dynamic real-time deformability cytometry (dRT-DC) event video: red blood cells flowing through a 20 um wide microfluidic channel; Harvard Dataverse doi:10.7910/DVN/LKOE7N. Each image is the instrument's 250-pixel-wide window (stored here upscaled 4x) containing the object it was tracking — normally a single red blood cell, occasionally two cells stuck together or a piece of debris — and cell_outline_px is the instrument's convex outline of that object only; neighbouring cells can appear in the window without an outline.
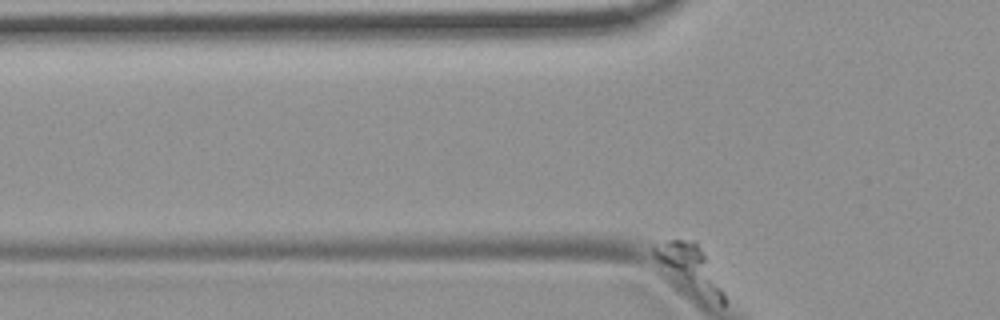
{"species": "common noctule bat (a hibernating species)", "species_latin": "Nyctalus noctula", "temperature_condition": "room temperature", "stored_images_in_passage": 5, "camera_frame_rate_fps": 3000, "um_per_image_px": 0.085, "animal": {"sex": "female", "body_mass_g": 19.9}, "frame": {"image": 1, "passage_image": 4, "time_ms": 1.0, "image_size_px": [1000, 320], "cell_outline_px": [[704, 260], [692, 280], [688, 280], [656, 260], [652, 256], [652, 244], [668, 240], [696, 240], [704, 252]], "centroid_in_image_um": [57.78, 21.79], "position_along_channel_um": 68.0, "area_um2": 10.64}}